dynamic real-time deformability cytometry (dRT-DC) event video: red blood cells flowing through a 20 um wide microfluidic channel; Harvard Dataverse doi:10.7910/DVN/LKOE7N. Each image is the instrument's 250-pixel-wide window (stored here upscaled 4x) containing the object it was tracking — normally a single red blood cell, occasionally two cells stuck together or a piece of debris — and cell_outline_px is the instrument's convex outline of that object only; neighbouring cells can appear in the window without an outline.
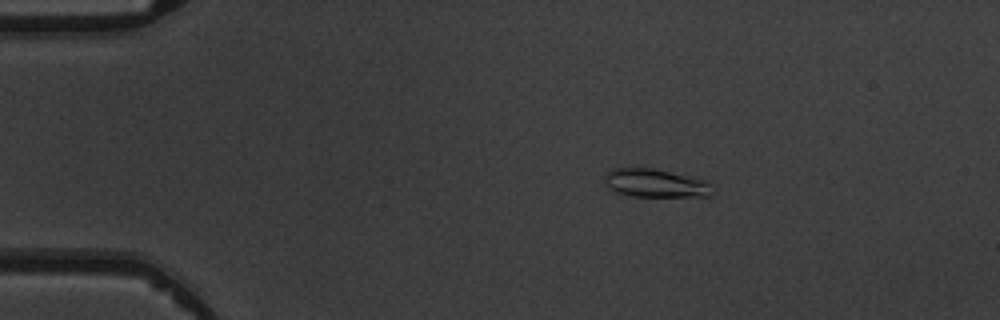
{"species": "common noctule bat (a hibernating species)", "species_latin": "Nyctalus noctula", "temperature_condition": "warm", "stored_images_in_passage": 7, "camera_frame_rate_fps": 3000, "um_per_image_px": 0.085, "animal": {"sex": "male", "body_mass_g": 19.5, "forearm_length_mm": 54.6}, "frame": {"image": 1, "passage_image": 3, "time_ms": 2.333, "image_size_px": [1000, 320], "cell_outline_px": [[712, 196], [632, 196], [616, 192], [608, 188], [604, 180], [604, 176], [612, 168], [632, 164], [652, 168], [708, 180], [712, 184]], "centroid_in_image_um": [55.66, 15.52], "position_along_channel_um": 29.3, "area_um2": 18.44}}
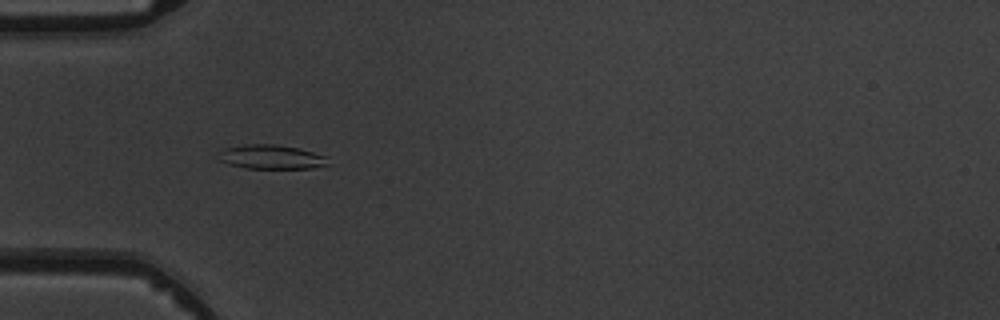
{"frame": {"image": 2, "passage_image": 5, "time_ms": 4.667, "image_size_px": [1000, 320], "cell_outline_px": [[328, 164], [312, 168], [244, 168], [228, 164], [216, 160], [216, 152], [224, 148], [244, 144], [276, 144], [300, 148], [324, 156]], "centroid_in_image_um": [22.92, 13.33], "position_along_channel_um": 62.1, "area_um2": 15.61}}
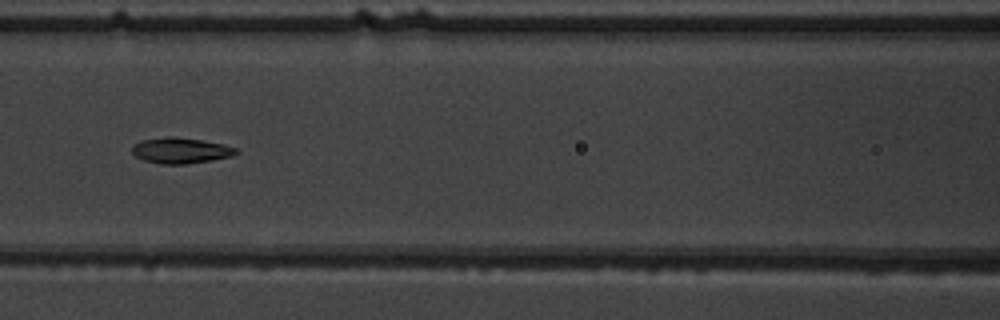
{"frame": {"image": 3, "passage_image": 7, "time_ms": 7.0, "image_size_px": [1000, 320], "cell_outline_px": [[240, 152], [232, 156], [212, 160], [184, 164], [160, 164], [144, 160], [136, 156], [132, 152], [132, 148], [140, 140], [168, 136], [172, 136], [200, 140], [224, 144], [236, 148]], "centroid_in_image_um": [15.37, 12.79], "position_along_channel_um": 151.2, "area_um2": 15.55}}